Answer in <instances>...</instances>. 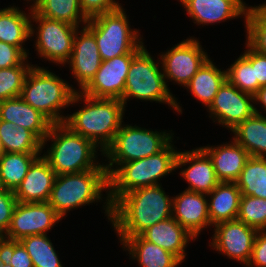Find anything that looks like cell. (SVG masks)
<instances>
[{
  "label": "cell",
  "mask_w": 266,
  "mask_h": 267,
  "mask_svg": "<svg viewBox=\"0 0 266 267\" xmlns=\"http://www.w3.org/2000/svg\"><path fill=\"white\" fill-rule=\"evenodd\" d=\"M229 143L201 147L211 158L220 182H236L242 172L249 153L233 138Z\"/></svg>",
  "instance_id": "obj_22"
},
{
  "label": "cell",
  "mask_w": 266,
  "mask_h": 267,
  "mask_svg": "<svg viewBox=\"0 0 266 267\" xmlns=\"http://www.w3.org/2000/svg\"><path fill=\"white\" fill-rule=\"evenodd\" d=\"M81 28L75 33L73 51L66 63L78 82L79 92L90 83L102 63L94 34L86 26Z\"/></svg>",
  "instance_id": "obj_16"
},
{
  "label": "cell",
  "mask_w": 266,
  "mask_h": 267,
  "mask_svg": "<svg viewBox=\"0 0 266 267\" xmlns=\"http://www.w3.org/2000/svg\"><path fill=\"white\" fill-rule=\"evenodd\" d=\"M40 155L4 152L0 157V180L3 188L14 192Z\"/></svg>",
  "instance_id": "obj_31"
},
{
  "label": "cell",
  "mask_w": 266,
  "mask_h": 267,
  "mask_svg": "<svg viewBox=\"0 0 266 267\" xmlns=\"http://www.w3.org/2000/svg\"><path fill=\"white\" fill-rule=\"evenodd\" d=\"M119 240L122 249L127 250L140 267H178L182 264L175 255L144 240L140 235L119 237Z\"/></svg>",
  "instance_id": "obj_24"
},
{
  "label": "cell",
  "mask_w": 266,
  "mask_h": 267,
  "mask_svg": "<svg viewBox=\"0 0 266 267\" xmlns=\"http://www.w3.org/2000/svg\"><path fill=\"white\" fill-rule=\"evenodd\" d=\"M226 79L240 91L252 95L261 87L255 80L252 64L242 54L226 69Z\"/></svg>",
  "instance_id": "obj_35"
},
{
  "label": "cell",
  "mask_w": 266,
  "mask_h": 267,
  "mask_svg": "<svg viewBox=\"0 0 266 267\" xmlns=\"http://www.w3.org/2000/svg\"><path fill=\"white\" fill-rule=\"evenodd\" d=\"M160 65L161 62L159 64L153 59L145 46L134 55L127 74L125 91L120 99L125 108L128 99L132 97L142 101L168 104L174 111L183 113L178 99L170 92L169 84H166Z\"/></svg>",
  "instance_id": "obj_7"
},
{
  "label": "cell",
  "mask_w": 266,
  "mask_h": 267,
  "mask_svg": "<svg viewBox=\"0 0 266 267\" xmlns=\"http://www.w3.org/2000/svg\"><path fill=\"white\" fill-rule=\"evenodd\" d=\"M107 197L103 210L111 220V204L108 200L109 181L106 169H92L80 173L57 175L48 203L63 218L78 207L103 201V191Z\"/></svg>",
  "instance_id": "obj_4"
},
{
  "label": "cell",
  "mask_w": 266,
  "mask_h": 267,
  "mask_svg": "<svg viewBox=\"0 0 266 267\" xmlns=\"http://www.w3.org/2000/svg\"><path fill=\"white\" fill-rule=\"evenodd\" d=\"M0 120L15 123L31 131L41 142L53 123L20 96L0 101Z\"/></svg>",
  "instance_id": "obj_21"
},
{
  "label": "cell",
  "mask_w": 266,
  "mask_h": 267,
  "mask_svg": "<svg viewBox=\"0 0 266 267\" xmlns=\"http://www.w3.org/2000/svg\"><path fill=\"white\" fill-rule=\"evenodd\" d=\"M181 177L188 182V188L185 190L209 194L219 183L216 176L213 163L208 154L201 148L187 150L178 153L176 160V169L181 168Z\"/></svg>",
  "instance_id": "obj_17"
},
{
  "label": "cell",
  "mask_w": 266,
  "mask_h": 267,
  "mask_svg": "<svg viewBox=\"0 0 266 267\" xmlns=\"http://www.w3.org/2000/svg\"><path fill=\"white\" fill-rule=\"evenodd\" d=\"M241 191L236 182H220L209 194L208 214L211 225L236 220L239 212Z\"/></svg>",
  "instance_id": "obj_25"
},
{
  "label": "cell",
  "mask_w": 266,
  "mask_h": 267,
  "mask_svg": "<svg viewBox=\"0 0 266 267\" xmlns=\"http://www.w3.org/2000/svg\"><path fill=\"white\" fill-rule=\"evenodd\" d=\"M32 22H35L38 27L37 25L33 27ZM78 28L80 27L42 17L32 9L30 37L36 34L34 45L37 54L51 63L66 65L73 51L75 33Z\"/></svg>",
  "instance_id": "obj_10"
},
{
  "label": "cell",
  "mask_w": 266,
  "mask_h": 267,
  "mask_svg": "<svg viewBox=\"0 0 266 267\" xmlns=\"http://www.w3.org/2000/svg\"><path fill=\"white\" fill-rule=\"evenodd\" d=\"M266 266V230L258 231L255 237L252 254L246 267Z\"/></svg>",
  "instance_id": "obj_43"
},
{
  "label": "cell",
  "mask_w": 266,
  "mask_h": 267,
  "mask_svg": "<svg viewBox=\"0 0 266 267\" xmlns=\"http://www.w3.org/2000/svg\"><path fill=\"white\" fill-rule=\"evenodd\" d=\"M254 104V106L260 104V106L265 109L264 113L266 112V86L260 87L254 94Z\"/></svg>",
  "instance_id": "obj_44"
},
{
  "label": "cell",
  "mask_w": 266,
  "mask_h": 267,
  "mask_svg": "<svg viewBox=\"0 0 266 267\" xmlns=\"http://www.w3.org/2000/svg\"><path fill=\"white\" fill-rule=\"evenodd\" d=\"M0 267H10V265L0 256Z\"/></svg>",
  "instance_id": "obj_45"
},
{
  "label": "cell",
  "mask_w": 266,
  "mask_h": 267,
  "mask_svg": "<svg viewBox=\"0 0 266 267\" xmlns=\"http://www.w3.org/2000/svg\"><path fill=\"white\" fill-rule=\"evenodd\" d=\"M140 236L185 261V249L189 241L196 238L183 228L173 217L160 221L143 231Z\"/></svg>",
  "instance_id": "obj_23"
},
{
  "label": "cell",
  "mask_w": 266,
  "mask_h": 267,
  "mask_svg": "<svg viewBox=\"0 0 266 267\" xmlns=\"http://www.w3.org/2000/svg\"><path fill=\"white\" fill-rule=\"evenodd\" d=\"M57 174L48 161L39 156L30 166L25 178L14 191L17 202H48Z\"/></svg>",
  "instance_id": "obj_20"
},
{
  "label": "cell",
  "mask_w": 266,
  "mask_h": 267,
  "mask_svg": "<svg viewBox=\"0 0 266 267\" xmlns=\"http://www.w3.org/2000/svg\"><path fill=\"white\" fill-rule=\"evenodd\" d=\"M225 80L226 70L221 71L213 61L208 59L185 88L208 108Z\"/></svg>",
  "instance_id": "obj_28"
},
{
  "label": "cell",
  "mask_w": 266,
  "mask_h": 267,
  "mask_svg": "<svg viewBox=\"0 0 266 267\" xmlns=\"http://www.w3.org/2000/svg\"><path fill=\"white\" fill-rule=\"evenodd\" d=\"M255 113L239 123L231 132L232 137L250 156L266 157V116L254 107Z\"/></svg>",
  "instance_id": "obj_27"
},
{
  "label": "cell",
  "mask_w": 266,
  "mask_h": 267,
  "mask_svg": "<svg viewBox=\"0 0 266 267\" xmlns=\"http://www.w3.org/2000/svg\"><path fill=\"white\" fill-rule=\"evenodd\" d=\"M19 242L30 255L34 267H63L47 234L30 235Z\"/></svg>",
  "instance_id": "obj_33"
},
{
  "label": "cell",
  "mask_w": 266,
  "mask_h": 267,
  "mask_svg": "<svg viewBox=\"0 0 266 267\" xmlns=\"http://www.w3.org/2000/svg\"><path fill=\"white\" fill-rule=\"evenodd\" d=\"M79 3L83 14L88 19L123 7L115 0H79Z\"/></svg>",
  "instance_id": "obj_40"
},
{
  "label": "cell",
  "mask_w": 266,
  "mask_h": 267,
  "mask_svg": "<svg viewBox=\"0 0 266 267\" xmlns=\"http://www.w3.org/2000/svg\"><path fill=\"white\" fill-rule=\"evenodd\" d=\"M173 135L172 132L153 131L123 123L112 143L103 152V156L109 160L108 164L104 165L108 176L121 163L142 159L160 152L174 140Z\"/></svg>",
  "instance_id": "obj_9"
},
{
  "label": "cell",
  "mask_w": 266,
  "mask_h": 267,
  "mask_svg": "<svg viewBox=\"0 0 266 267\" xmlns=\"http://www.w3.org/2000/svg\"><path fill=\"white\" fill-rule=\"evenodd\" d=\"M171 141L160 152L121 163L109 176L108 200L112 205L121 195L142 187L160 185V179L176 169L177 151ZM159 181V182H158Z\"/></svg>",
  "instance_id": "obj_5"
},
{
  "label": "cell",
  "mask_w": 266,
  "mask_h": 267,
  "mask_svg": "<svg viewBox=\"0 0 266 267\" xmlns=\"http://www.w3.org/2000/svg\"><path fill=\"white\" fill-rule=\"evenodd\" d=\"M123 7L88 19L86 27L94 34L100 57L107 61L128 53H137L143 46L139 29H131Z\"/></svg>",
  "instance_id": "obj_8"
},
{
  "label": "cell",
  "mask_w": 266,
  "mask_h": 267,
  "mask_svg": "<svg viewBox=\"0 0 266 267\" xmlns=\"http://www.w3.org/2000/svg\"><path fill=\"white\" fill-rule=\"evenodd\" d=\"M27 56L16 46L0 41V69L20 65Z\"/></svg>",
  "instance_id": "obj_42"
},
{
  "label": "cell",
  "mask_w": 266,
  "mask_h": 267,
  "mask_svg": "<svg viewBox=\"0 0 266 267\" xmlns=\"http://www.w3.org/2000/svg\"><path fill=\"white\" fill-rule=\"evenodd\" d=\"M246 43L259 53L266 55V4L251 6L244 18Z\"/></svg>",
  "instance_id": "obj_34"
},
{
  "label": "cell",
  "mask_w": 266,
  "mask_h": 267,
  "mask_svg": "<svg viewBox=\"0 0 266 267\" xmlns=\"http://www.w3.org/2000/svg\"><path fill=\"white\" fill-rule=\"evenodd\" d=\"M246 49L242 54L254 68L255 80H258V84L266 86V55L257 52L245 43Z\"/></svg>",
  "instance_id": "obj_41"
},
{
  "label": "cell",
  "mask_w": 266,
  "mask_h": 267,
  "mask_svg": "<svg viewBox=\"0 0 266 267\" xmlns=\"http://www.w3.org/2000/svg\"><path fill=\"white\" fill-rule=\"evenodd\" d=\"M209 58L199 40L194 37L184 39L165 53L162 52L159 62L166 84L174 81L185 87Z\"/></svg>",
  "instance_id": "obj_11"
},
{
  "label": "cell",
  "mask_w": 266,
  "mask_h": 267,
  "mask_svg": "<svg viewBox=\"0 0 266 267\" xmlns=\"http://www.w3.org/2000/svg\"><path fill=\"white\" fill-rule=\"evenodd\" d=\"M29 14L17 6L0 9V41L18 47L27 57L29 50L23 44L30 38L32 6Z\"/></svg>",
  "instance_id": "obj_26"
},
{
  "label": "cell",
  "mask_w": 266,
  "mask_h": 267,
  "mask_svg": "<svg viewBox=\"0 0 266 267\" xmlns=\"http://www.w3.org/2000/svg\"><path fill=\"white\" fill-rule=\"evenodd\" d=\"M237 220L258 231L266 230V199L242 195Z\"/></svg>",
  "instance_id": "obj_37"
},
{
  "label": "cell",
  "mask_w": 266,
  "mask_h": 267,
  "mask_svg": "<svg viewBox=\"0 0 266 267\" xmlns=\"http://www.w3.org/2000/svg\"><path fill=\"white\" fill-rule=\"evenodd\" d=\"M254 107V95L240 91L226 79L207 112L213 122L216 121L231 131L255 113Z\"/></svg>",
  "instance_id": "obj_12"
},
{
  "label": "cell",
  "mask_w": 266,
  "mask_h": 267,
  "mask_svg": "<svg viewBox=\"0 0 266 267\" xmlns=\"http://www.w3.org/2000/svg\"><path fill=\"white\" fill-rule=\"evenodd\" d=\"M209 246L247 266L258 230L239 220L218 223Z\"/></svg>",
  "instance_id": "obj_14"
},
{
  "label": "cell",
  "mask_w": 266,
  "mask_h": 267,
  "mask_svg": "<svg viewBox=\"0 0 266 267\" xmlns=\"http://www.w3.org/2000/svg\"><path fill=\"white\" fill-rule=\"evenodd\" d=\"M161 186L129 191L111 205L110 222L118 237L140 235L154 224L172 217L173 197H168Z\"/></svg>",
  "instance_id": "obj_1"
},
{
  "label": "cell",
  "mask_w": 266,
  "mask_h": 267,
  "mask_svg": "<svg viewBox=\"0 0 266 267\" xmlns=\"http://www.w3.org/2000/svg\"><path fill=\"white\" fill-rule=\"evenodd\" d=\"M28 58L18 66L0 69V101L21 95L27 73L33 66L28 63Z\"/></svg>",
  "instance_id": "obj_36"
},
{
  "label": "cell",
  "mask_w": 266,
  "mask_h": 267,
  "mask_svg": "<svg viewBox=\"0 0 266 267\" xmlns=\"http://www.w3.org/2000/svg\"><path fill=\"white\" fill-rule=\"evenodd\" d=\"M2 239H3V236L0 234V245H1Z\"/></svg>",
  "instance_id": "obj_47"
},
{
  "label": "cell",
  "mask_w": 266,
  "mask_h": 267,
  "mask_svg": "<svg viewBox=\"0 0 266 267\" xmlns=\"http://www.w3.org/2000/svg\"><path fill=\"white\" fill-rule=\"evenodd\" d=\"M17 204L13 191L0 189V234L4 236L11 224L12 214Z\"/></svg>",
  "instance_id": "obj_39"
},
{
  "label": "cell",
  "mask_w": 266,
  "mask_h": 267,
  "mask_svg": "<svg viewBox=\"0 0 266 267\" xmlns=\"http://www.w3.org/2000/svg\"><path fill=\"white\" fill-rule=\"evenodd\" d=\"M236 184L242 195L266 199V157L250 156Z\"/></svg>",
  "instance_id": "obj_32"
},
{
  "label": "cell",
  "mask_w": 266,
  "mask_h": 267,
  "mask_svg": "<svg viewBox=\"0 0 266 267\" xmlns=\"http://www.w3.org/2000/svg\"><path fill=\"white\" fill-rule=\"evenodd\" d=\"M40 16L59 20L75 27L85 26L88 18L83 14L79 0H26ZM81 23V24H80Z\"/></svg>",
  "instance_id": "obj_29"
},
{
  "label": "cell",
  "mask_w": 266,
  "mask_h": 267,
  "mask_svg": "<svg viewBox=\"0 0 266 267\" xmlns=\"http://www.w3.org/2000/svg\"><path fill=\"white\" fill-rule=\"evenodd\" d=\"M77 90L44 67L33 65L24 81L20 97L53 124L64 123L62 109L69 107Z\"/></svg>",
  "instance_id": "obj_6"
},
{
  "label": "cell",
  "mask_w": 266,
  "mask_h": 267,
  "mask_svg": "<svg viewBox=\"0 0 266 267\" xmlns=\"http://www.w3.org/2000/svg\"><path fill=\"white\" fill-rule=\"evenodd\" d=\"M4 153V151H3V147H2V144H1V139H0V157H1V155Z\"/></svg>",
  "instance_id": "obj_46"
},
{
  "label": "cell",
  "mask_w": 266,
  "mask_h": 267,
  "mask_svg": "<svg viewBox=\"0 0 266 267\" xmlns=\"http://www.w3.org/2000/svg\"><path fill=\"white\" fill-rule=\"evenodd\" d=\"M207 195L188 190L173 197L172 217L195 238L211 221L208 214Z\"/></svg>",
  "instance_id": "obj_18"
},
{
  "label": "cell",
  "mask_w": 266,
  "mask_h": 267,
  "mask_svg": "<svg viewBox=\"0 0 266 267\" xmlns=\"http://www.w3.org/2000/svg\"><path fill=\"white\" fill-rule=\"evenodd\" d=\"M0 139L4 152L41 154L42 142L29 130L0 120Z\"/></svg>",
  "instance_id": "obj_30"
},
{
  "label": "cell",
  "mask_w": 266,
  "mask_h": 267,
  "mask_svg": "<svg viewBox=\"0 0 266 267\" xmlns=\"http://www.w3.org/2000/svg\"><path fill=\"white\" fill-rule=\"evenodd\" d=\"M79 101H83L84 106L72 115L68 114L64 124L73 132L94 142L103 155L123 123L126 111L124 103L120 99L94 98L76 91L70 105Z\"/></svg>",
  "instance_id": "obj_2"
},
{
  "label": "cell",
  "mask_w": 266,
  "mask_h": 267,
  "mask_svg": "<svg viewBox=\"0 0 266 267\" xmlns=\"http://www.w3.org/2000/svg\"><path fill=\"white\" fill-rule=\"evenodd\" d=\"M0 256L10 267H34L30 255L19 241L2 239Z\"/></svg>",
  "instance_id": "obj_38"
},
{
  "label": "cell",
  "mask_w": 266,
  "mask_h": 267,
  "mask_svg": "<svg viewBox=\"0 0 266 267\" xmlns=\"http://www.w3.org/2000/svg\"><path fill=\"white\" fill-rule=\"evenodd\" d=\"M136 53H128L102 61L90 83L81 91L94 98L121 99L130 64Z\"/></svg>",
  "instance_id": "obj_15"
},
{
  "label": "cell",
  "mask_w": 266,
  "mask_h": 267,
  "mask_svg": "<svg viewBox=\"0 0 266 267\" xmlns=\"http://www.w3.org/2000/svg\"><path fill=\"white\" fill-rule=\"evenodd\" d=\"M61 219L48 202H17L10 227L3 239L20 241L30 235L46 234Z\"/></svg>",
  "instance_id": "obj_13"
},
{
  "label": "cell",
  "mask_w": 266,
  "mask_h": 267,
  "mask_svg": "<svg viewBox=\"0 0 266 267\" xmlns=\"http://www.w3.org/2000/svg\"><path fill=\"white\" fill-rule=\"evenodd\" d=\"M50 139L53 143L42 156L57 175L106 169L104 163L96 162L99 147L91 140L73 132L64 123L51 126L49 134L42 142V149Z\"/></svg>",
  "instance_id": "obj_3"
},
{
  "label": "cell",
  "mask_w": 266,
  "mask_h": 267,
  "mask_svg": "<svg viewBox=\"0 0 266 267\" xmlns=\"http://www.w3.org/2000/svg\"><path fill=\"white\" fill-rule=\"evenodd\" d=\"M180 2L197 25H213L228 19L245 17L251 7L243 0H180Z\"/></svg>",
  "instance_id": "obj_19"
}]
</instances>
